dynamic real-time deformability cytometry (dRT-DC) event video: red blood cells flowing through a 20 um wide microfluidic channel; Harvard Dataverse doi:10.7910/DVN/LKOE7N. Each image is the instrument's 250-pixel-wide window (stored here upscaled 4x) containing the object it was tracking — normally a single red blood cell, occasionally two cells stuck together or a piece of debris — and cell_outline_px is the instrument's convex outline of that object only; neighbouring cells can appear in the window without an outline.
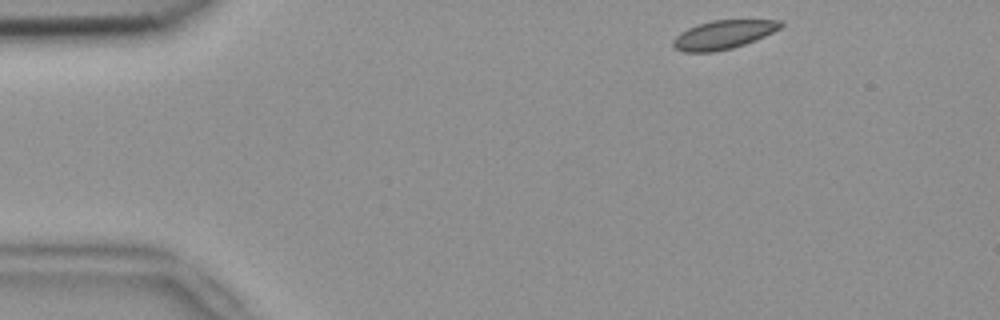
{"species": "common noctule bat (a hibernating species)", "species_latin": "Nyctalus noctula", "temperature_condition": "room temperature", "stored_images_in_passage": 4, "camera_frame_rate_fps": 3000, "um_per_image_px": 0.085, "animal": {"sex": "female", "body_mass_g": 18.4}, "frame": {"image": 1, "passage_image": 1, "time_ms": 0.0, "image_size_px": [1000, 320], "cell_outline_px": [[784, 24], [780, 28], [756, 40], [732, 48], [716, 52], [684, 52], [676, 48], [672, 44], [672, 40], [680, 32], [688, 28], [712, 20], [780, 20]], "centroid_in_image_um": [61.47, 2.95], "position_along_channel_um": 23.5, "area_um2": 17.86}}
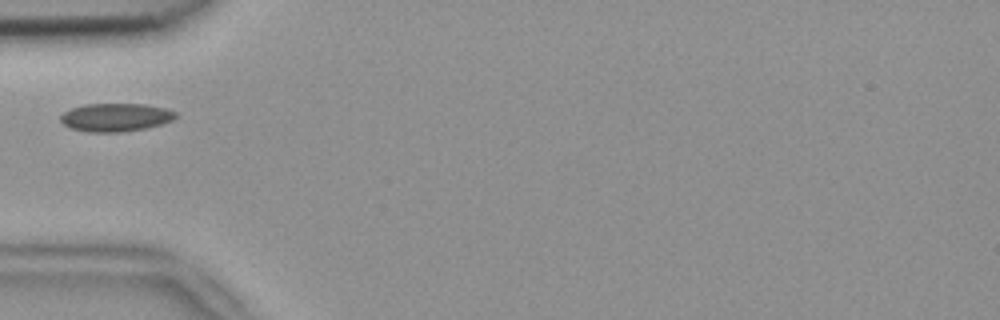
{"frame": {"image": 2, "passage_image": 4, "time_ms": 1.0, "image_size_px": [1000, 320], "cell_outline_px": [[176, 116], [172, 120], [160, 124], [144, 128], [120, 132], [88, 132], [72, 128], [64, 124], [60, 120], [60, 116], [64, 112], [72, 108], [84, 104], [144, 104], [168, 108], [176, 112]], "centroid_in_image_um": [9.83, 9.96], "position_along_channel_um": 75.2, "area_um2": 18.79}}